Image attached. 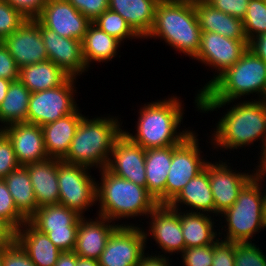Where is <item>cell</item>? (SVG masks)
Returning <instances> with one entry per match:
<instances>
[{
  "instance_id": "obj_36",
  "label": "cell",
  "mask_w": 266,
  "mask_h": 266,
  "mask_svg": "<svg viewBox=\"0 0 266 266\" xmlns=\"http://www.w3.org/2000/svg\"><path fill=\"white\" fill-rule=\"evenodd\" d=\"M266 250L260 249L256 242L235 245V266H266Z\"/></svg>"
},
{
  "instance_id": "obj_57",
  "label": "cell",
  "mask_w": 266,
  "mask_h": 266,
  "mask_svg": "<svg viewBox=\"0 0 266 266\" xmlns=\"http://www.w3.org/2000/svg\"><path fill=\"white\" fill-rule=\"evenodd\" d=\"M171 1H189V2H195L196 0H171Z\"/></svg>"
},
{
  "instance_id": "obj_23",
  "label": "cell",
  "mask_w": 266,
  "mask_h": 266,
  "mask_svg": "<svg viewBox=\"0 0 266 266\" xmlns=\"http://www.w3.org/2000/svg\"><path fill=\"white\" fill-rule=\"evenodd\" d=\"M84 116L78 107L73 113L42 126L44 146L49 158L63 160L66 157L76 129Z\"/></svg>"
},
{
  "instance_id": "obj_14",
  "label": "cell",
  "mask_w": 266,
  "mask_h": 266,
  "mask_svg": "<svg viewBox=\"0 0 266 266\" xmlns=\"http://www.w3.org/2000/svg\"><path fill=\"white\" fill-rule=\"evenodd\" d=\"M228 161L229 159L226 161L223 157L222 160L218 158L215 162L208 161L205 165L214 199L215 217H219L234 204L240 190L254 176L253 169L244 171L239 168V172L237 167L234 168Z\"/></svg>"
},
{
  "instance_id": "obj_15",
  "label": "cell",
  "mask_w": 266,
  "mask_h": 266,
  "mask_svg": "<svg viewBox=\"0 0 266 266\" xmlns=\"http://www.w3.org/2000/svg\"><path fill=\"white\" fill-rule=\"evenodd\" d=\"M142 226H119L98 259L100 266H138L147 252Z\"/></svg>"
},
{
  "instance_id": "obj_34",
  "label": "cell",
  "mask_w": 266,
  "mask_h": 266,
  "mask_svg": "<svg viewBox=\"0 0 266 266\" xmlns=\"http://www.w3.org/2000/svg\"><path fill=\"white\" fill-rule=\"evenodd\" d=\"M92 23L100 30L119 40L123 45L125 41L127 42V39H135L134 41L137 39L139 41L142 40L120 14L109 8L92 21Z\"/></svg>"
},
{
  "instance_id": "obj_5",
  "label": "cell",
  "mask_w": 266,
  "mask_h": 266,
  "mask_svg": "<svg viewBox=\"0 0 266 266\" xmlns=\"http://www.w3.org/2000/svg\"><path fill=\"white\" fill-rule=\"evenodd\" d=\"M201 33L194 2L160 0L153 26L143 40L164 41L176 52L193 60L200 49Z\"/></svg>"
},
{
  "instance_id": "obj_37",
  "label": "cell",
  "mask_w": 266,
  "mask_h": 266,
  "mask_svg": "<svg viewBox=\"0 0 266 266\" xmlns=\"http://www.w3.org/2000/svg\"><path fill=\"white\" fill-rule=\"evenodd\" d=\"M0 217L6 220L15 230L28 221L16 208L14 200L3 179H0Z\"/></svg>"
},
{
  "instance_id": "obj_8",
  "label": "cell",
  "mask_w": 266,
  "mask_h": 266,
  "mask_svg": "<svg viewBox=\"0 0 266 266\" xmlns=\"http://www.w3.org/2000/svg\"><path fill=\"white\" fill-rule=\"evenodd\" d=\"M248 49L247 39H230L215 32H202L201 44L197 55L193 58L212 70L213 78L201 89H197L194 104L199 112V94L204 92L221 74L232 67ZM214 70H213V69Z\"/></svg>"
},
{
  "instance_id": "obj_19",
  "label": "cell",
  "mask_w": 266,
  "mask_h": 266,
  "mask_svg": "<svg viewBox=\"0 0 266 266\" xmlns=\"http://www.w3.org/2000/svg\"><path fill=\"white\" fill-rule=\"evenodd\" d=\"M106 169L117 177L146 188L145 149L123 133L113 146Z\"/></svg>"
},
{
  "instance_id": "obj_29",
  "label": "cell",
  "mask_w": 266,
  "mask_h": 266,
  "mask_svg": "<svg viewBox=\"0 0 266 266\" xmlns=\"http://www.w3.org/2000/svg\"><path fill=\"white\" fill-rule=\"evenodd\" d=\"M160 0H109V9L120 14L144 39L150 32Z\"/></svg>"
},
{
  "instance_id": "obj_6",
  "label": "cell",
  "mask_w": 266,
  "mask_h": 266,
  "mask_svg": "<svg viewBox=\"0 0 266 266\" xmlns=\"http://www.w3.org/2000/svg\"><path fill=\"white\" fill-rule=\"evenodd\" d=\"M251 94L257 96L256 100H266V63L247 49L232 67L199 94V101L245 100Z\"/></svg>"
},
{
  "instance_id": "obj_21",
  "label": "cell",
  "mask_w": 266,
  "mask_h": 266,
  "mask_svg": "<svg viewBox=\"0 0 266 266\" xmlns=\"http://www.w3.org/2000/svg\"><path fill=\"white\" fill-rule=\"evenodd\" d=\"M94 217L80 218L74 252L79 257L98 260L110 235L119 226L103 216Z\"/></svg>"
},
{
  "instance_id": "obj_39",
  "label": "cell",
  "mask_w": 266,
  "mask_h": 266,
  "mask_svg": "<svg viewBox=\"0 0 266 266\" xmlns=\"http://www.w3.org/2000/svg\"><path fill=\"white\" fill-rule=\"evenodd\" d=\"M181 266H211L213 259V244L202 247L185 248L179 255Z\"/></svg>"
},
{
  "instance_id": "obj_2",
  "label": "cell",
  "mask_w": 266,
  "mask_h": 266,
  "mask_svg": "<svg viewBox=\"0 0 266 266\" xmlns=\"http://www.w3.org/2000/svg\"><path fill=\"white\" fill-rule=\"evenodd\" d=\"M183 101L180 96L172 94L142 103L136 119V132L124 128L123 134L145 150L179 145L195 131L192 127L180 129L186 111Z\"/></svg>"
},
{
  "instance_id": "obj_13",
  "label": "cell",
  "mask_w": 266,
  "mask_h": 266,
  "mask_svg": "<svg viewBox=\"0 0 266 266\" xmlns=\"http://www.w3.org/2000/svg\"><path fill=\"white\" fill-rule=\"evenodd\" d=\"M146 219L149 220L144 221L147 226L143 227V224H138V226H142L145 235L146 249L149 247L147 243L151 237L157 244L158 249H161L158 252L155 250L153 254L156 252L157 255L171 257L172 255L175 256V253L178 256L185 250L186 245L182 235L180 210H175L169 205H158Z\"/></svg>"
},
{
  "instance_id": "obj_42",
  "label": "cell",
  "mask_w": 266,
  "mask_h": 266,
  "mask_svg": "<svg viewBox=\"0 0 266 266\" xmlns=\"http://www.w3.org/2000/svg\"><path fill=\"white\" fill-rule=\"evenodd\" d=\"M91 22L109 7V0H67Z\"/></svg>"
},
{
  "instance_id": "obj_27",
  "label": "cell",
  "mask_w": 266,
  "mask_h": 266,
  "mask_svg": "<svg viewBox=\"0 0 266 266\" xmlns=\"http://www.w3.org/2000/svg\"><path fill=\"white\" fill-rule=\"evenodd\" d=\"M218 219L206 213L180 210L182 235L186 248L212 245L219 239ZM218 223V224H216ZM216 224V225H215Z\"/></svg>"
},
{
  "instance_id": "obj_28",
  "label": "cell",
  "mask_w": 266,
  "mask_h": 266,
  "mask_svg": "<svg viewBox=\"0 0 266 266\" xmlns=\"http://www.w3.org/2000/svg\"><path fill=\"white\" fill-rule=\"evenodd\" d=\"M172 161V146L145 150L146 188L159 205H165V186Z\"/></svg>"
},
{
  "instance_id": "obj_38",
  "label": "cell",
  "mask_w": 266,
  "mask_h": 266,
  "mask_svg": "<svg viewBox=\"0 0 266 266\" xmlns=\"http://www.w3.org/2000/svg\"><path fill=\"white\" fill-rule=\"evenodd\" d=\"M28 19L5 0H0V41L18 30Z\"/></svg>"
},
{
  "instance_id": "obj_9",
  "label": "cell",
  "mask_w": 266,
  "mask_h": 266,
  "mask_svg": "<svg viewBox=\"0 0 266 266\" xmlns=\"http://www.w3.org/2000/svg\"><path fill=\"white\" fill-rule=\"evenodd\" d=\"M91 170L83 165L58 160L59 204L82 217L92 206H96L97 178L91 174Z\"/></svg>"
},
{
  "instance_id": "obj_56",
  "label": "cell",
  "mask_w": 266,
  "mask_h": 266,
  "mask_svg": "<svg viewBox=\"0 0 266 266\" xmlns=\"http://www.w3.org/2000/svg\"><path fill=\"white\" fill-rule=\"evenodd\" d=\"M4 134V126L0 123V137Z\"/></svg>"
},
{
  "instance_id": "obj_41",
  "label": "cell",
  "mask_w": 266,
  "mask_h": 266,
  "mask_svg": "<svg viewBox=\"0 0 266 266\" xmlns=\"http://www.w3.org/2000/svg\"><path fill=\"white\" fill-rule=\"evenodd\" d=\"M236 242L218 239L213 244V259L211 266H235Z\"/></svg>"
},
{
  "instance_id": "obj_11",
  "label": "cell",
  "mask_w": 266,
  "mask_h": 266,
  "mask_svg": "<svg viewBox=\"0 0 266 266\" xmlns=\"http://www.w3.org/2000/svg\"><path fill=\"white\" fill-rule=\"evenodd\" d=\"M77 79L69 77L62 85L33 92L29 98L27 123L43 126L73 113L78 107L75 97Z\"/></svg>"
},
{
  "instance_id": "obj_46",
  "label": "cell",
  "mask_w": 266,
  "mask_h": 266,
  "mask_svg": "<svg viewBox=\"0 0 266 266\" xmlns=\"http://www.w3.org/2000/svg\"><path fill=\"white\" fill-rule=\"evenodd\" d=\"M27 19H36L42 12L47 0H5Z\"/></svg>"
},
{
  "instance_id": "obj_50",
  "label": "cell",
  "mask_w": 266,
  "mask_h": 266,
  "mask_svg": "<svg viewBox=\"0 0 266 266\" xmlns=\"http://www.w3.org/2000/svg\"><path fill=\"white\" fill-rule=\"evenodd\" d=\"M257 158L259 161H257L255 168L253 167V171H254L255 176L260 177V176L266 175V139L264 141V144L261 150L257 154Z\"/></svg>"
},
{
  "instance_id": "obj_47",
  "label": "cell",
  "mask_w": 266,
  "mask_h": 266,
  "mask_svg": "<svg viewBox=\"0 0 266 266\" xmlns=\"http://www.w3.org/2000/svg\"><path fill=\"white\" fill-rule=\"evenodd\" d=\"M149 251L142 256L138 266H172L173 259L170 256L157 255Z\"/></svg>"
},
{
  "instance_id": "obj_45",
  "label": "cell",
  "mask_w": 266,
  "mask_h": 266,
  "mask_svg": "<svg viewBox=\"0 0 266 266\" xmlns=\"http://www.w3.org/2000/svg\"><path fill=\"white\" fill-rule=\"evenodd\" d=\"M19 72L20 68L17 66L14 58L0 41V78L17 81L19 80Z\"/></svg>"
},
{
  "instance_id": "obj_43",
  "label": "cell",
  "mask_w": 266,
  "mask_h": 266,
  "mask_svg": "<svg viewBox=\"0 0 266 266\" xmlns=\"http://www.w3.org/2000/svg\"><path fill=\"white\" fill-rule=\"evenodd\" d=\"M2 264L3 266H36L16 241L10 246H4Z\"/></svg>"
},
{
  "instance_id": "obj_10",
  "label": "cell",
  "mask_w": 266,
  "mask_h": 266,
  "mask_svg": "<svg viewBox=\"0 0 266 266\" xmlns=\"http://www.w3.org/2000/svg\"><path fill=\"white\" fill-rule=\"evenodd\" d=\"M198 136L194 131L179 145L172 146V161L165 186V205H169L209 161L208 155L199 146L201 139Z\"/></svg>"
},
{
  "instance_id": "obj_25",
  "label": "cell",
  "mask_w": 266,
  "mask_h": 266,
  "mask_svg": "<svg viewBox=\"0 0 266 266\" xmlns=\"http://www.w3.org/2000/svg\"><path fill=\"white\" fill-rule=\"evenodd\" d=\"M15 241L36 266H54L62 252L45 233L26 221L16 230Z\"/></svg>"
},
{
  "instance_id": "obj_22",
  "label": "cell",
  "mask_w": 266,
  "mask_h": 266,
  "mask_svg": "<svg viewBox=\"0 0 266 266\" xmlns=\"http://www.w3.org/2000/svg\"><path fill=\"white\" fill-rule=\"evenodd\" d=\"M169 206L175 210L206 213L215 216V205L208 170L204 168L189 180Z\"/></svg>"
},
{
  "instance_id": "obj_1",
  "label": "cell",
  "mask_w": 266,
  "mask_h": 266,
  "mask_svg": "<svg viewBox=\"0 0 266 266\" xmlns=\"http://www.w3.org/2000/svg\"><path fill=\"white\" fill-rule=\"evenodd\" d=\"M228 105H231L230 108ZM220 108L227 109L216 121L211 135L207 136L209 142L206 140L211 144L212 150H228L231 153L243 147L244 150L246 147H253L254 143L256 142V145L259 141L257 147H260V151L266 139V100H256L252 97L243 101H199L201 113L217 112Z\"/></svg>"
},
{
  "instance_id": "obj_4",
  "label": "cell",
  "mask_w": 266,
  "mask_h": 266,
  "mask_svg": "<svg viewBox=\"0 0 266 266\" xmlns=\"http://www.w3.org/2000/svg\"><path fill=\"white\" fill-rule=\"evenodd\" d=\"M120 119L119 115L110 113L93 118L84 116L62 161L98 171L106 168L113 146L123 133V120Z\"/></svg>"
},
{
  "instance_id": "obj_49",
  "label": "cell",
  "mask_w": 266,
  "mask_h": 266,
  "mask_svg": "<svg viewBox=\"0 0 266 266\" xmlns=\"http://www.w3.org/2000/svg\"><path fill=\"white\" fill-rule=\"evenodd\" d=\"M16 230L0 217V246H10L15 242Z\"/></svg>"
},
{
  "instance_id": "obj_52",
  "label": "cell",
  "mask_w": 266,
  "mask_h": 266,
  "mask_svg": "<svg viewBox=\"0 0 266 266\" xmlns=\"http://www.w3.org/2000/svg\"><path fill=\"white\" fill-rule=\"evenodd\" d=\"M11 82V80L0 78V105L7 94Z\"/></svg>"
},
{
  "instance_id": "obj_51",
  "label": "cell",
  "mask_w": 266,
  "mask_h": 266,
  "mask_svg": "<svg viewBox=\"0 0 266 266\" xmlns=\"http://www.w3.org/2000/svg\"><path fill=\"white\" fill-rule=\"evenodd\" d=\"M78 255L74 251L61 252L54 266H76Z\"/></svg>"
},
{
  "instance_id": "obj_53",
  "label": "cell",
  "mask_w": 266,
  "mask_h": 266,
  "mask_svg": "<svg viewBox=\"0 0 266 266\" xmlns=\"http://www.w3.org/2000/svg\"><path fill=\"white\" fill-rule=\"evenodd\" d=\"M263 181L262 196H263V220L266 225V175L260 176Z\"/></svg>"
},
{
  "instance_id": "obj_3",
  "label": "cell",
  "mask_w": 266,
  "mask_h": 266,
  "mask_svg": "<svg viewBox=\"0 0 266 266\" xmlns=\"http://www.w3.org/2000/svg\"><path fill=\"white\" fill-rule=\"evenodd\" d=\"M99 173L100 182H96V208L99 209L96 215L103 216L118 226H137L136 222L129 223L128 220L132 218L135 221L137 217L140 222L144 217L146 220L159 205L147 188L117 177L106 168L99 170Z\"/></svg>"
},
{
  "instance_id": "obj_20",
  "label": "cell",
  "mask_w": 266,
  "mask_h": 266,
  "mask_svg": "<svg viewBox=\"0 0 266 266\" xmlns=\"http://www.w3.org/2000/svg\"><path fill=\"white\" fill-rule=\"evenodd\" d=\"M4 134L12 142L20 166L48 159L42 127L29 123H14L4 127Z\"/></svg>"
},
{
  "instance_id": "obj_30",
  "label": "cell",
  "mask_w": 266,
  "mask_h": 266,
  "mask_svg": "<svg viewBox=\"0 0 266 266\" xmlns=\"http://www.w3.org/2000/svg\"><path fill=\"white\" fill-rule=\"evenodd\" d=\"M122 46L119 40L91 23L82 40V54L87 69L95 62H112L115 57L117 58Z\"/></svg>"
},
{
  "instance_id": "obj_33",
  "label": "cell",
  "mask_w": 266,
  "mask_h": 266,
  "mask_svg": "<svg viewBox=\"0 0 266 266\" xmlns=\"http://www.w3.org/2000/svg\"><path fill=\"white\" fill-rule=\"evenodd\" d=\"M31 92L20 81H12L0 105V123L6 127L14 123H27Z\"/></svg>"
},
{
  "instance_id": "obj_32",
  "label": "cell",
  "mask_w": 266,
  "mask_h": 266,
  "mask_svg": "<svg viewBox=\"0 0 266 266\" xmlns=\"http://www.w3.org/2000/svg\"><path fill=\"white\" fill-rule=\"evenodd\" d=\"M3 180L9 189L17 210L29 220L35 214L38 205L27 168L19 166Z\"/></svg>"
},
{
  "instance_id": "obj_24",
  "label": "cell",
  "mask_w": 266,
  "mask_h": 266,
  "mask_svg": "<svg viewBox=\"0 0 266 266\" xmlns=\"http://www.w3.org/2000/svg\"><path fill=\"white\" fill-rule=\"evenodd\" d=\"M58 160L48 158L25 165L33 185L38 208L59 204Z\"/></svg>"
},
{
  "instance_id": "obj_54",
  "label": "cell",
  "mask_w": 266,
  "mask_h": 266,
  "mask_svg": "<svg viewBox=\"0 0 266 266\" xmlns=\"http://www.w3.org/2000/svg\"><path fill=\"white\" fill-rule=\"evenodd\" d=\"M76 266H100V265L98 264V260L82 258L78 256Z\"/></svg>"
},
{
  "instance_id": "obj_40",
  "label": "cell",
  "mask_w": 266,
  "mask_h": 266,
  "mask_svg": "<svg viewBox=\"0 0 266 266\" xmlns=\"http://www.w3.org/2000/svg\"><path fill=\"white\" fill-rule=\"evenodd\" d=\"M12 142L3 134L0 137V179L19 167Z\"/></svg>"
},
{
  "instance_id": "obj_26",
  "label": "cell",
  "mask_w": 266,
  "mask_h": 266,
  "mask_svg": "<svg viewBox=\"0 0 266 266\" xmlns=\"http://www.w3.org/2000/svg\"><path fill=\"white\" fill-rule=\"evenodd\" d=\"M194 9L202 32H215L230 39H247L240 18L213 8L205 0H196Z\"/></svg>"
},
{
  "instance_id": "obj_17",
  "label": "cell",
  "mask_w": 266,
  "mask_h": 266,
  "mask_svg": "<svg viewBox=\"0 0 266 266\" xmlns=\"http://www.w3.org/2000/svg\"><path fill=\"white\" fill-rule=\"evenodd\" d=\"M40 32L48 60L59 66L70 77H82L89 71L83 59L82 41L62 37L41 22Z\"/></svg>"
},
{
  "instance_id": "obj_55",
  "label": "cell",
  "mask_w": 266,
  "mask_h": 266,
  "mask_svg": "<svg viewBox=\"0 0 266 266\" xmlns=\"http://www.w3.org/2000/svg\"><path fill=\"white\" fill-rule=\"evenodd\" d=\"M4 246H0V266H3Z\"/></svg>"
},
{
  "instance_id": "obj_35",
  "label": "cell",
  "mask_w": 266,
  "mask_h": 266,
  "mask_svg": "<svg viewBox=\"0 0 266 266\" xmlns=\"http://www.w3.org/2000/svg\"><path fill=\"white\" fill-rule=\"evenodd\" d=\"M242 22L248 42L252 38L266 33V2L264 0H250Z\"/></svg>"
},
{
  "instance_id": "obj_44",
  "label": "cell",
  "mask_w": 266,
  "mask_h": 266,
  "mask_svg": "<svg viewBox=\"0 0 266 266\" xmlns=\"http://www.w3.org/2000/svg\"><path fill=\"white\" fill-rule=\"evenodd\" d=\"M213 8L218 9L231 16L243 18L246 15L247 6L250 0H205Z\"/></svg>"
},
{
  "instance_id": "obj_48",
  "label": "cell",
  "mask_w": 266,
  "mask_h": 266,
  "mask_svg": "<svg viewBox=\"0 0 266 266\" xmlns=\"http://www.w3.org/2000/svg\"><path fill=\"white\" fill-rule=\"evenodd\" d=\"M248 49L266 63V33L252 38L248 42Z\"/></svg>"
},
{
  "instance_id": "obj_16",
  "label": "cell",
  "mask_w": 266,
  "mask_h": 266,
  "mask_svg": "<svg viewBox=\"0 0 266 266\" xmlns=\"http://www.w3.org/2000/svg\"><path fill=\"white\" fill-rule=\"evenodd\" d=\"M19 68L48 60L40 32V21L28 19L18 30L1 41Z\"/></svg>"
},
{
  "instance_id": "obj_31",
  "label": "cell",
  "mask_w": 266,
  "mask_h": 266,
  "mask_svg": "<svg viewBox=\"0 0 266 266\" xmlns=\"http://www.w3.org/2000/svg\"><path fill=\"white\" fill-rule=\"evenodd\" d=\"M69 77L50 60L23 66L19 72V80L31 93L56 88Z\"/></svg>"
},
{
  "instance_id": "obj_12",
  "label": "cell",
  "mask_w": 266,
  "mask_h": 266,
  "mask_svg": "<svg viewBox=\"0 0 266 266\" xmlns=\"http://www.w3.org/2000/svg\"><path fill=\"white\" fill-rule=\"evenodd\" d=\"M81 217L74 210L55 204L39 207L28 221L64 252L74 251Z\"/></svg>"
},
{
  "instance_id": "obj_18",
  "label": "cell",
  "mask_w": 266,
  "mask_h": 266,
  "mask_svg": "<svg viewBox=\"0 0 266 266\" xmlns=\"http://www.w3.org/2000/svg\"><path fill=\"white\" fill-rule=\"evenodd\" d=\"M37 19L60 36L80 41L92 23L67 0H47Z\"/></svg>"
},
{
  "instance_id": "obj_7",
  "label": "cell",
  "mask_w": 266,
  "mask_h": 266,
  "mask_svg": "<svg viewBox=\"0 0 266 266\" xmlns=\"http://www.w3.org/2000/svg\"><path fill=\"white\" fill-rule=\"evenodd\" d=\"M262 187V179L254 175L240 190L234 204L219 215L217 219L221 224L218 226L221 228L218 231L220 239L236 243H257L253 238L266 229L263 220Z\"/></svg>"
}]
</instances>
